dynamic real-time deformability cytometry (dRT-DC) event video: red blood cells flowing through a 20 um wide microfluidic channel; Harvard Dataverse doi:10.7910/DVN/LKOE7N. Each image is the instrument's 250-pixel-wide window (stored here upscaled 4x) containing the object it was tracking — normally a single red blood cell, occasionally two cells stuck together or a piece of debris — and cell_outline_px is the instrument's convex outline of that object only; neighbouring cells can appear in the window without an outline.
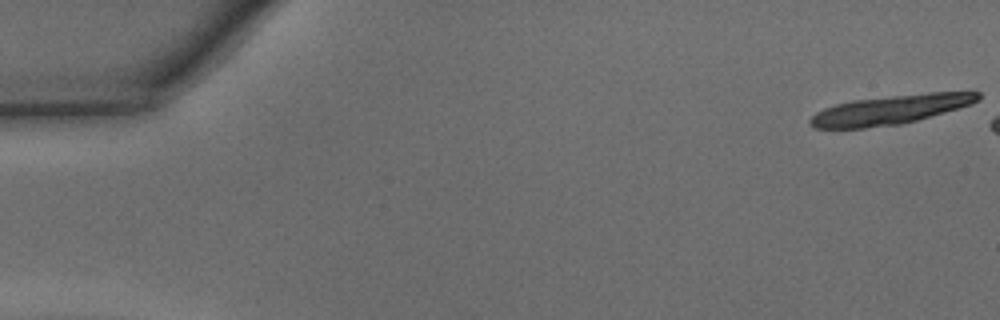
{"species": "common noctule bat (a hibernating species)", "species_latin": "Nyctalus noctula", "temperature_condition": "warm", "stored_images_in_passage": 6, "camera_frame_rate_fps": 3000, "um_per_image_px": 0.085, "animal": {"sex": "male", "body_mass_g": 15.6}, "frame": {"image": 1, "passage_image": 1, "time_ms": 0.0, "image_size_px": [1000, 320], "cell_outline_px": [[980, 100], [972, 104], [916, 120], [900, 124], [864, 128], [812, 128], [808, 124], [808, 120], [816, 112], [824, 108], [836, 104], [852, 100], [928, 92], [980, 92]], "centroid_in_image_um": [75.65, 9.32], "position_along_channel_um": 9.4, "area_um2": 28.5}}